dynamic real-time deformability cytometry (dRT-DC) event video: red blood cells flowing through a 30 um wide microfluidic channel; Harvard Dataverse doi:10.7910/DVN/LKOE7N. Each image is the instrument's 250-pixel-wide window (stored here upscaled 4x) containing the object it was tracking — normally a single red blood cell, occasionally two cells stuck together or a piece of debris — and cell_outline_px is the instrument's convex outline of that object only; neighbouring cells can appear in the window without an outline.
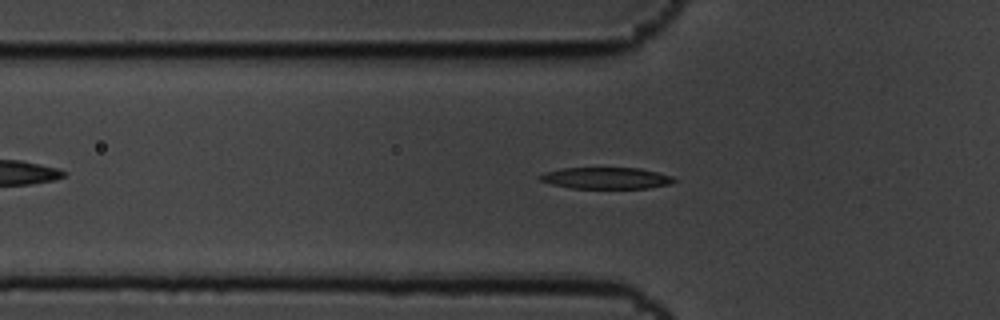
{"species": "common noctule bat (a hibernating species)", "species_latin": "Nyctalus noctula", "temperature_condition": "cold", "stored_images_in_passage": 51, "camera_frame_rate_fps": 3000, "um_per_image_px": 0.085, "animal": {"sex": "male", "body_mass_g": 19.5, "forearm_length_mm": 54.6}, "frame": {"image": 1, "passage_image": 13, "time_ms": 4.0, "image_size_px": [1000, 320], "cell_outline_px": [[676, 180], [672, 184], [648, 188], [572, 188], [552, 184], [540, 180], [536, 176], [544, 172], [564, 168], [640, 168], [672, 176]], "centroid_in_image_um": [51.52, 15.14], "position_along_channel_um": 74.3, "area_um2": 16.76}}
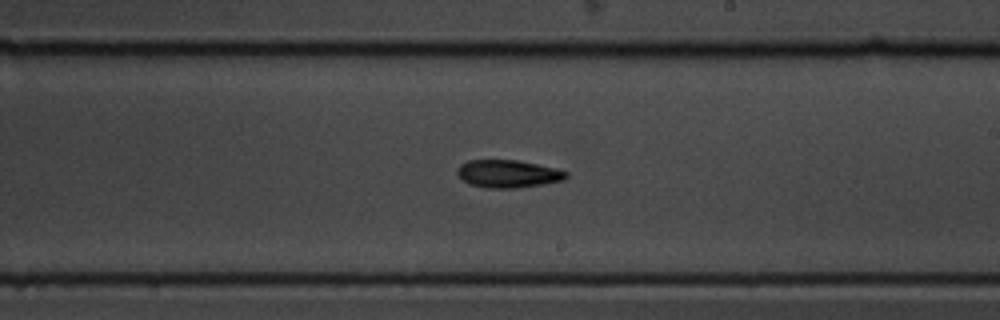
{"frame": {"image": 2, "passage_image": 28, "time_ms": 9.0, "image_size_px": [1000, 320], "cell_outline_px": [[568, 176], [564, 180], [544, 184], [516, 188], [488, 188], [472, 184], [464, 180], [456, 172], [460, 164], [468, 160], [516, 160], [556, 168], [568, 172]], "centroid_in_image_um": [43.21, 14.77], "position_along_channel_um": 245.8, "area_um2": 17.46}}
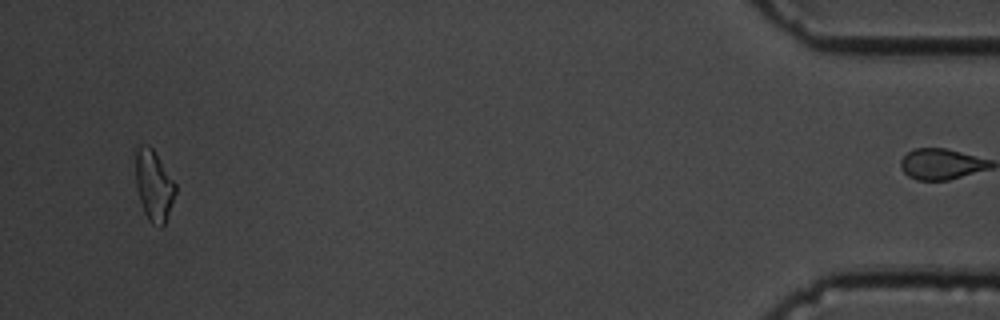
{"frame": {"image": 3, "passage_image": 50, "time_ms": 16.333, "image_size_px": [1000, 320], "cell_outline_px": [[176, 192], [164, 224], [160, 228], [152, 224], [148, 220], [144, 212], [140, 200], [136, 184], [132, 148], [140, 144], [148, 144], [152, 148], [176, 184]], "centroid_in_image_um": [13.01, 15.69], "position_along_channel_um": 422.2, "area_um2": 16.82}, "authors_computed_cell_mechanics": {"area_um2": 17.2822, "velocity_mm_per_s": 3.4266, "shape_relaxation_time_tau1_ms": 2.8257, "shape_relaxation_time_tau2_ms": null, "deformation_change_tau1": 0.1501, "deformation_change_tau2": null}}